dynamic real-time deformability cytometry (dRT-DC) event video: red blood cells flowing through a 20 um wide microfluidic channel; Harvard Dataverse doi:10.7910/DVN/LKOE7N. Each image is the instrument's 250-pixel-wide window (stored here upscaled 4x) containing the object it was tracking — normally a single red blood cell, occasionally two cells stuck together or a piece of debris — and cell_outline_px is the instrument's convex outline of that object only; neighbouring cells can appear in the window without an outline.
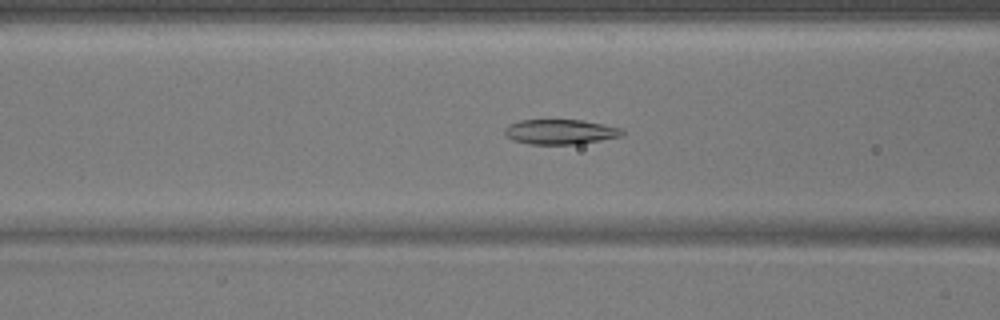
{"species": "common noctule bat (a hibernating species)", "species_latin": "Nyctalus noctula", "temperature_condition": "warm", "stored_images_in_passage": 51, "camera_frame_rate_fps": 3000, "um_per_image_px": 0.085, "animal": {"sex": "male", "body_mass_g": 17.9}, "frame": {"image": 1, "passage_image": 21, "time_ms": 6.667, "image_size_px": [1000, 320], "cell_outline_px": [[624, 136], [576, 144], [528, 144], [516, 140], [508, 136], [504, 132], [504, 128], [508, 124], [520, 120], [584, 120], [624, 128]], "centroid_in_image_um": [47.68, 11.19], "position_along_channel_um": 118.9, "area_um2": 17.11}}
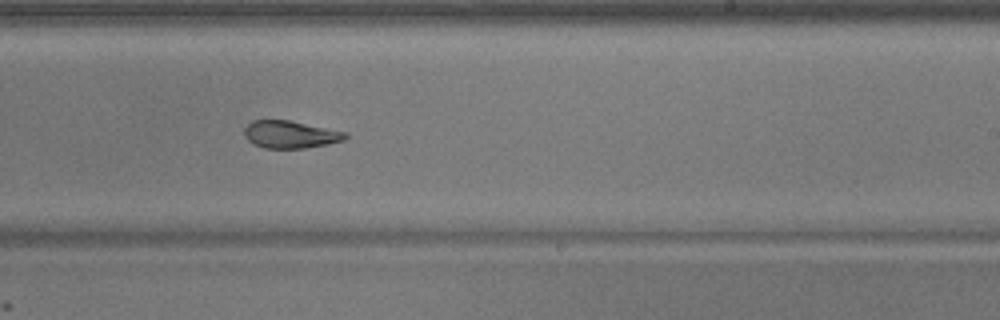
{"frame": {"image": 2, "passage_image": 32, "time_ms": 10.333, "image_size_px": [1000, 320], "cell_outline_px": [[348, 136], [344, 140], [328, 144], [304, 148], [264, 148], [252, 144], [244, 136], [244, 128], [252, 120], [288, 120], [348, 132]], "centroid_in_image_um": [24.67, 11.43], "position_along_channel_um": 264.3, "area_um2": 16.24}}
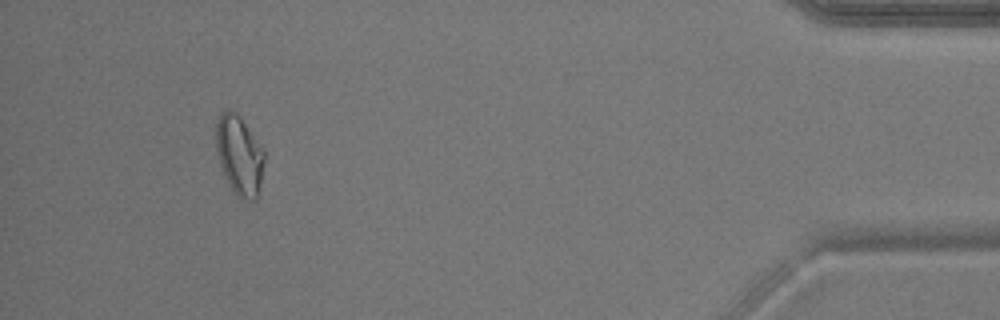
{"frame": {"image": 3, "passage_image": 48, "time_ms": 15.667, "image_size_px": [1000, 320], "cell_outline_px": [[264, 160], [256, 200], [248, 200], [240, 196], [228, 184], [224, 176], [216, 152], [216, 124], [220, 112], [228, 108], [236, 112], [240, 116], [264, 152]], "centroid_in_image_um": [20.3, 13.14], "position_along_channel_um": 414.9, "area_um2": 21.91}}